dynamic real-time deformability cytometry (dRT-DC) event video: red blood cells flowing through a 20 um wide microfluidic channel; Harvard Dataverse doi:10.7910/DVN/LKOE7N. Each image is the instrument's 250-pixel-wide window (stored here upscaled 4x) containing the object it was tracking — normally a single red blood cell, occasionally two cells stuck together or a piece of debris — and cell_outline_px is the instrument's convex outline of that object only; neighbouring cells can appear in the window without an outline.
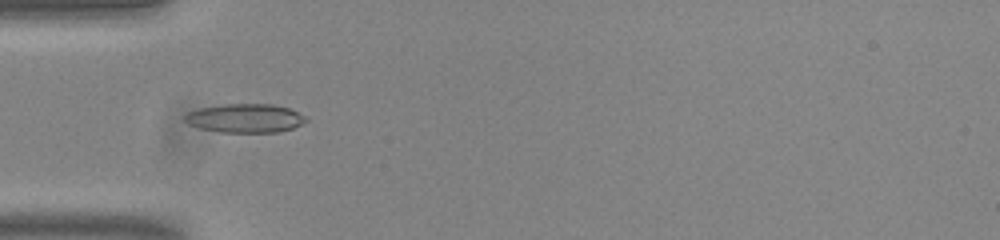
{"species": "common noctule bat (a hibernating species)", "species_latin": "Nyctalus noctula", "temperature_condition": "room temperature", "stored_images_in_passage": 37, "camera_frame_rate_fps": 3000, "um_per_image_px": 0.085, "animal": {"sex": "male", "body_mass_g": 20.0, "forearm_length_mm": 53.3}, "frame": {"image": 1, "passage_image": 1, "time_ms": 0.0, "image_size_px": [1000, 240], "cell_outline_px": [[308, 120], [292, 128], [276, 132], [220, 132], [200, 128], [188, 124], [184, 120], [184, 116], [188, 112], [200, 108], [224, 104], [272, 104], [288, 108], [304, 116]], "centroid_in_image_um": [20.8, 10.04], "position_along_channel_um": 64.2, "area_um2": 20.11}}
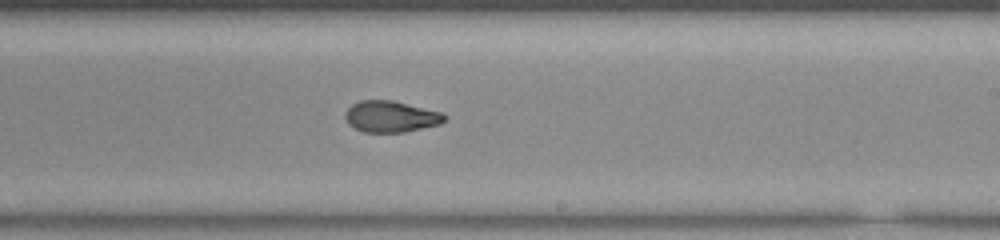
{"frame": {"image": 2, "passage_image": 16, "time_ms": 5.0, "image_size_px": [1000, 240], "cell_outline_px": [[448, 116], [440, 124], [404, 132], [364, 132], [348, 124], [344, 116], [348, 108], [352, 104], [360, 100], [392, 100], [440, 112]], "centroid_in_image_um": [33.2, 9.9], "position_along_channel_um": 255.8, "area_um2": 17.98}}
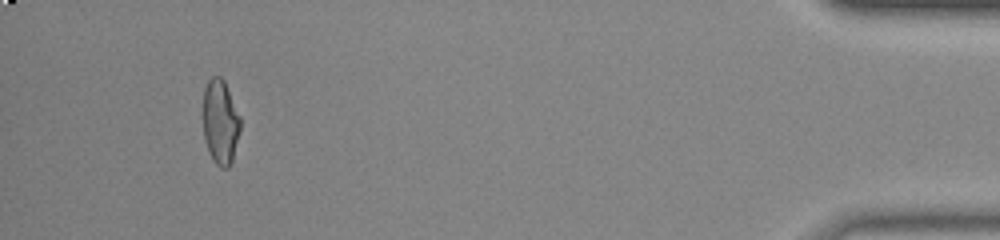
{"frame": {"image": 3, "passage_image": 34, "time_ms": 11.0, "image_size_px": [1000, 240], "cell_outline_px": [[240, 132], [232, 160], [228, 168], [220, 168], [212, 160], [204, 140], [204, 88], [208, 80], [212, 76], [220, 76], [224, 80], [240, 116]], "centroid_in_image_um": [18.73, 10.38], "position_along_channel_um": 416.5, "area_um2": 18.38}, "authors_computed_cell_mechanics": {"area_um2": 18.7272, "velocity_mm_per_s": 3.8449, "shape_relaxation_time_tau1_ms": null, "shape_relaxation_time_tau2_ms": 2.4109, "deformation_change_tau1": null, "deformation_change_tau2": 0.0845}}